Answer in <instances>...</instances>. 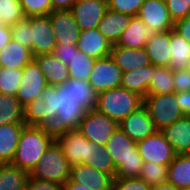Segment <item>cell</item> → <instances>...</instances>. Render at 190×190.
Segmentation results:
<instances>
[{
  "instance_id": "1",
  "label": "cell",
  "mask_w": 190,
  "mask_h": 190,
  "mask_svg": "<svg viewBox=\"0 0 190 190\" xmlns=\"http://www.w3.org/2000/svg\"><path fill=\"white\" fill-rule=\"evenodd\" d=\"M96 104L97 93L88 81L68 79L61 85H48L42 96L24 106L25 124L49 127L56 137L79 129L85 113Z\"/></svg>"
},
{
  "instance_id": "2",
  "label": "cell",
  "mask_w": 190,
  "mask_h": 190,
  "mask_svg": "<svg viewBox=\"0 0 190 190\" xmlns=\"http://www.w3.org/2000/svg\"><path fill=\"white\" fill-rule=\"evenodd\" d=\"M54 141L49 127L25 125L11 164L30 172Z\"/></svg>"
},
{
  "instance_id": "3",
  "label": "cell",
  "mask_w": 190,
  "mask_h": 190,
  "mask_svg": "<svg viewBox=\"0 0 190 190\" xmlns=\"http://www.w3.org/2000/svg\"><path fill=\"white\" fill-rule=\"evenodd\" d=\"M105 147L116 168L115 178L139 177L143 160L136 142L128 138L119 127L107 140Z\"/></svg>"
},
{
  "instance_id": "4",
  "label": "cell",
  "mask_w": 190,
  "mask_h": 190,
  "mask_svg": "<svg viewBox=\"0 0 190 190\" xmlns=\"http://www.w3.org/2000/svg\"><path fill=\"white\" fill-rule=\"evenodd\" d=\"M144 104V98L126 88L118 87L97 94L95 109L120 123Z\"/></svg>"
},
{
  "instance_id": "5",
  "label": "cell",
  "mask_w": 190,
  "mask_h": 190,
  "mask_svg": "<svg viewBox=\"0 0 190 190\" xmlns=\"http://www.w3.org/2000/svg\"><path fill=\"white\" fill-rule=\"evenodd\" d=\"M71 166L65 159L60 146L54 141L29 172V177L37 180L65 184L70 178Z\"/></svg>"
},
{
  "instance_id": "6",
  "label": "cell",
  "mask_w": 190,
  "mask_h": 190,
  "mask_svg": "<svg viewBox=\"0 0 190 190\" xmlns=\"http://www.w3.org/2000/svg\"><path fill=\"white\" fill-rule=\"evenodd\" d=\"M144 105L158 131L184 116L178 106L176 92L167 94H148L144 98Z\"/></svg>"
},
{
  "instance_id": "7",
  "label": "cell",
  "mask_w": 190,
  "mask_h": 190,
  "mask_svg": "<svg viewBox=\"0 0 190 190\" xmlns=\"http://www.w3.org/2000/svg\"><path fill=\"white\" fill-rule=\"evenodd\" d=\"M55 141L60 146L71 167L92 163V142L88 141L78 129L57 135Z\"/></svg>"
},
{
  "instance_id": "8",
  "label": "cell",
  "mask_w": 190,
  "mask_h": 190,
  "mask_svg": "<svg viewBox=\"0 0 190 190\" xmlns=\"http://www.w3.org/2000/svg\"><path fill=\"white\" fill-rule=\"evenodd\" d=\"M116 128V121L93 109L85 113L78 130L88 141L105 146Z\"/></svg>"
},
{
  "instance_id": "9",
  "label": "cell",
  "mask_w": 190,
  "mask_h": 190,
  "mask_svg": "<svg viewBox=\"0 0 190 190\" xmlns=\"http://www.w3.org/2000/svg\"><path fill=\"white\" fill-rule=\"evenodd\" d=\"M143 162L168 166L177 155L160 131L136 143Z\"/></svg>"
},
{
  "instance_id": "10",
  "label": "cell",
  "mask_w": 190,
  "mask_h": 190,
  "mask_svg": "<svg viewBox=\"0 0 190 190\" xmlns=\"http://www.w3.org/2000/svg\"><path fill=\"white\" fill-rule=\"evenodd\" d=\"M122 71L110 56L95 60L88 82L99 94L112 88L121 87Z\"/></svg>"
},
{
  "instance_id": "11",
  "label": "cell",
  "mask_w": 190,
  "mask_h": 190,
  "mask_svg": "<svg viewBox=\"0 0 190 190\" xmlns=\"http://www.w3.org/2000/svg\"><path fill=\"white\" fill-rule=\"evenodd\" d=\"M48 86L46 79L37 62L32 59L24 68L16 98L26 106L39 96Z\"/></svg>"
},
{
  "instance_id": "12",
  "label": "cell",
  "mask_w": 190,
  "mask_h": 190,
  "mask_svg": "<svg viewBox=\"0 0 190 190\" xmlns=\"http://www.w3.org/2000/svg\"><path fill=\"white\" fill-rule=\"evenodd\" d=\"M30 40L33 57L39 54H53L57 43L49 15L30 17Z\"/></svg>"
},
{
  "instance_id": "13",
  "label": "cell",
  "mask_w": 190,
  "mask_h": 190,
  "mask_svg": "<svg viewBox=\"0 0 190 190\" xmlns=\"http://www.w3.org/2000/svg\"><path fill=\"white\" fill-rule=\"evenodd\" d=\"M137 16L153 33L174 29V22L165 1L145 0Z\"/></svg>"
},
{
  "instance_id": "14",
  "label": "cell",
  "mask_w": 190,
  "mask_h": 190,
  "mask_svg": "<svg viewBox=\"0 0 190 190\" xmlns=\"http://www.w3.org/2000/svg\"><path fill=\"white\" fill-rule=\"evenodd\" d=\"M107 10V0H77L70 9L80 31L98 28Z\"/></svg>"
},
{
  "instance_id": "15",
  "label": "cell",
  "mask_w": 190,
  "mask_h": 190,
  "mask_svg": "<svg viewBox=\"0 0 190 190\" xmlns=\"http://www.w3.org/2000/svg\"><path fill=\"white\" fill-rule=\"evenodd\" d=\"M118 127L136 143L158 131L144 104L118 123Z\"/></svg>"
},
{
  "instance_id": "16",
  "label": "cell",
  "mask_w": 190,
  "mask_h": 190,
  "mask_svg": "<svg viewBox=\"0 0 190 190\" xmlns=\"http://www.w3.org/2000/svg\"><path fill=\"white\" fill-rule=\"evenodd\" d=\"M56 43L77 44L80 28L70 10H55L49 14Z\"/></svg>"
},
{
  "instance_id": "17",
  "label": "cell",
  "mask_w": 190,
  "mask_h": 190,
  "mask_svg": "<svg viewBox=\"0 0 190 190\" xmlns=\"http://www.w3.org/2000/svg\"><path fill=\"white\" fill-rule=\"evenodd\" d=\"M69 179L79 184L84 183L92 190H112L114 178L89 165L79 164L71 167Z\"/></svg>"
},
{
  "instance_id": "18",
  "label": "cell",
  "mask_w": 190,
  "mask_h": 190,
  "mask_svg": "<svg viewBox=\"0 0 190 190\" xmlns=\"http://www.w3.org/2000/svg\"><path fill=\"white\" fill-rule=\"evenodd\" d=\"M112 46L97 28L80 31L78 50L94 59L110 56Z\"/></svg>"
},
{
  "instance_id": "19",
  "label": "cell",
  "mask_w": 190,
  "mask_h": 190,
  "mask_svg": "<svg viewBox=\"0 0 190 190\" xmlns=\"http://www.w3.org/2000/svg\"><path fill=\"white\" fill-rule=\"evenodd\" d=\"M110 57L120 68L122 73L129 72L150 65L149 56L145 47L140 49L112 46Z\"/></svg>"
},
{
  "instance_id": "20",
  "label": "cell",
  "mask_w": 190,
  "mask_h": 190,
  "mask_svg": "<svg viewBox=\"0 0 190 190\" xmlns=\"http://www.w3.org/2000/svg\"><path fill=\"white\" fill-rule=\"evenodd\" d=\"M176 154H186L190 149V118L183 116L160 130Z\"/></svg>"
},
{
  "instance_id": "21",
  "label": "cell",
  "mask_w": 190,
  "mask_h": 190,
  "mask_svg": "<svg viewBox=\"0 0 190 190\" xmlns=\"http://www.w3.org/2000/svg\"><path fill=\"white\" fill-rule=\"evenodd\" d=\"M145 49L153 66L168 67L171 60L170 30L152 33Z\"/></svg>"
},
{
  "instance_id": "22",
  "label": "cell",
  "mask_w": 190,
  "mask_h": 190,
  "mask_svg": "<svg viewBox=\"0 0 190 190\" xmlns=\"http://www.w3.org/2000/svg\"><path fill=\"white\" fill-rule=\"evenodd\" d=\"M33 59L37 62L48 85H61L70 79L67 66L54 54H39Z\"/></svg>"
},
{
  "instance_id": "23",
  "label": "cell",
  "mask_w": 190,
  "mask_h": 190,
  "mask_svg": "<svg viewBox=\"0 0 190 190\" xmlns=\"http://www.w3.org/2000/svg\"><path fill=\"white\" fill-rule=\"evenodd\" d=\"M152 33L153 32L138 16H134L131 17L129 25L125 28L115 45L125 48L140 49L145 47Z\"/></svg>"
},
{
  "instance_id": "24",
  "label": "cell",
  "mask_w": 190,
  "mask_h": 190,
  "mask_svg": "<svg viewBox=\"0 0 190 190\" xmlns=\"http://www.w3.org/2000/svg\"><path fill=\"white\" fill-rule=\"evenodd\" d=\"M25 123L0 126V164L11 163Z\"/></svg>"
},
{
  "instance_id": "25",
  "label": "cell",
  "mask_w": 190,
  "mask_h": 190,
  "mask_svg": "<svg viewBox=\"0 0 190 190\" xmlns=\"http://www.w3.org/2000/svg\"><path fill=\"white\" fill-rule=\"evenodd\" d=\"M32 59L30 49L13 40L0 50V68L23 69Z\"/></svg>"
},
{
  "instance_id": "26",
  "label": "cell",
  "mask_w": 190,
  "mask_h": 190,
  "mask_svg": "<svg viewBox=\"0 0 190 190\" xmlns=\"http://www.w3.org/2000/svg\"><path fill=\"white\" fill-rule=\"evenodd\" d=\"M130 20L131 16L108 9L98 24L97 29L114 45L129 25Z\"/></svg>"
},
{
  "instance_id": "27",
  "label": "cell",
  "mask_w": 190,
  "mask_h": 190,
  "mask_svg": "<svg viewBox=\"0 0 190 190\" xmlns=\"http://www.w3.org/2000/svg\"><path fill=\"white\" fill-rule=\"evenodd\" d=\"M152 79V64L147 67L122 73L121 87L145 98Z\"/></svg>"
},
{
  "instance_id": "28",
  "label": "cell",
  "mask_w": 190,
  "mask_h": 190,
  "mask_svg": "<svg viewBox=\"0 0 190 190\" xmlns=\"http://www.w3.org/2000/svg\"><path fill=\"white\" fill-rule=\"evenodd\" d=\"M168 183L176 188L190 187V156L177 154L168 165Z\"/></svg>"
},
{
  "instance_id": "29",
  "label": "cell",
  "mask_w": 190,
  "mask_h": 190,
  "mask_svg": "<svg viewBox=\"0 0 190 190\" xmlns=\"http://www.w3.org/2000/svg\"><path fill=\"white\" fill-rule=\"evenodd\" d=\"M29 172L13 166L0 164V190H25Z\"/></svg>"
},
{
  "instance_id": "30",
  "label": "cell",
  "mask_w": 190,
  "mask_h": 190,
  "mask_svg": "<svg viewBox=\"0 0 190 190\" xmlns=\"http://www.w3.org/2000/svg\"><path fill=\"white\" fill-rule=\"evenodd\" d=\"M25 123L24 106L12 95L0 93V126Z\"/></svg>"
},
{
  "instance_id": "31",
  "label": "cell",
  "mask_w": 190,
  "mask_h": 190,
  "mask_svg": "<svg viewBox=\"0 0 190 190\" xmlns=\"http://www.w3.org/2000/svg\"><path fill=\"white\" fill-rule=\"evenodd\" d=\"M171 60L169 68L173 71L186 69L190 58V43L176 31L170 30Z\"/></svg>"
},
{
  "instance_id": "32",
  "label": "cell",
  "mask_w": 190,
  "mask_h": 190,
  "mask_svg": "<svg viewBox=\"0 0 190 190\" xmlns=\"http://www.w3.org/2000/svg\"><path fill=\"white\" fill-rule=\"evenodd\" d=\"M171 92H175L173 70L169 67L152 65V79L148 87V94H167Z\"/></svg>"
},
{
  "instance_id": "33",
  "label": "cell",
  "mask_w": 190,
  "mask_h": 190,
  "mask_svg": "<svg viewBox=\"0 0 190 190\" xmlns=\"http://www.w3.org/2000/svg\"><path fill=\"white\" fill-rule=\"evenodd\" d=\"M95 60L96 59L86 55L84 52L77 50L67 65L70 79L88 81Z\"/></svg>"
},
{
  "instance_id": "34",
  "label": "cell",
  "mask_w": 190,
  "mask_h": 190,
  "mask_svg": "<svg viewBox=\"0 0 190 190\" xmlns=\"http://www.w3.org/2000/svg\"><path fill=\"white\" fill-rule=\"evenodd\" d=\"M139 177L150 186L165 183L168 180V166L143 162Z\"/></svg>"
},
{
  "instance_id": "35",
  "label": "cell",
  "mask_w": 190,
  "mask_h": 190,
  "mask_svg": "<svg viewBox=\"0 0 190 190\" xmlns=\"http://www.w3.org/2000/svg\"><path fill=\"white\" fill-rule=\"evenodd\" d=\"M23 69L0 68V93L16 96Z\"/></svg>"
},
{
  "instance_id": "36",
  "label": "cell",
  "mask_w": 190,
  "mask_h": 190,
  "mask_svg": "<svg viewBox=\"0 0 190 190\" xmlns=\"http://www.w3.org/2000/svg\"><path fill=\"white\" fill-rule=\"evenodd\" d=\"M92 146V163L89 166L103 173L110 174L113 178H115L116 168L112 158L109 156L108 151L106 150V147L97 145L95 143H92Z\"/></svg>"
},
{
  "instance_id": "37",
  "label": "cell",
  "mask_w": 190,
  "mask_h": 190,
  "mask_svg": "<svg viewBox=\"0 0 190 190\" xmlns=\"http://www.w3.org/2000/svg\"><path fill=\"white\" fill-rule=\"evenodd\" d=\"M20 0H0V19L7 25L25 19Z\"/></svg>"
},
{
  "instance_id": "38",
  "label": "cell",
  "mask_w": 190,
  "mask_h": 190,
  "mask_svg": "<svg viewBox=\"0 0 190 190\" xmlns=\"http://www.w3.org/2000/svg\"><path fill=\"white\" fill-rule=\"evenodd\" d=\"M10 28L12 40L29 48L32 54V41L30 40V17H26L25 19L10 25Z\"/></svg>"
},
{
  "instance_id": "39",
  "label": "cell",
  "mask_w": 190,
  "mask_h": 190,
  "mask_svg": "<svg viewBox=\"0 0 190 190\" xmlns=\"http://www.w3.org/2000/svg\"><path fill=\"white\" fill-rule=\"evenodd\" d=\"M26 17L46 16L53 11L51 0H20Z\"/></svg>"
},
{
  "instance_id": "40",
  "label": "cell",
  "mask_w": 190,
  "mask_h": 190,
  "mask_svg": "<svg viewBox=\"0 0 190 190\" xmlns=\"http://www.w3.org/2000/svg\"><path fill=\"white\" fill-rule=\"evenodd\" d=\"M144 1L145 0H107L108 9L131 17L138 15Z\"/></svg>"
},
{
  "instance_id": "41",
  "label": "cell",
  "mask_w": 190,
  "mask_h": 190,
  "mask_svg": "<svg viewBox=\"0 0 190 190\" xmlns=\"http://www.w3.org/2000/svg\"><path fill=\"white\" fill-rule=\"evenodd\" d=\"M112 190H151V186L140 177L114 178Z\"/></svg>"
},
{
  "instance_id": "42",
  "label": "cell",
  "mask_w": 190,
  "mask_h": 190,
  "mask_svg": "<svg viewBox=\"0 0 190 190\" xmlns=\"http://www.w3.org/2000/svg\"><path fill=\"white\" fill-rule=\"evenodd\" d=\"M165 2L174 23L190 15V0H166Z\"/></svg>"
},
{
  "instance_id": "43",
  "label": "cell",
  "mask_w": 190,
  "mask_h": 190,
  "mask_svg": "<svg viewBox=\"0 0 190 190\" xmlns=\"http://www.w3.org/2000/svg\"><path fill=\"white\" fill-rule=\"evenodd\" d=\"M175 92L190 91V72L187 69L173 71Z\"/></svg>"
},
{
  "instance_id": "44",
  "label": "cell",
  "mask_w": 190,
  "mask_h": 190,
  "mask_svg": "<svg viewBox=\"0 0 190 190\" xmlns=\"http://www.w3.org/2000/svg\"><path fill=\"white\" fill-rule=\"evenodd\" d=\"M77 50V44H56L53 54L57 59L62 61L67 66L70 62L71 57L73 56V54H76Z\"/></svg>"
},
{
  "instance_id": "45",
  "label": "cell",
  "mask_w": 190,
  "mask_h": 190,
  "mask_svg": "<svg viewBox=\"0 0 190 190\" xmlns=\"http://www.w3.org/2000/svg\"><path fill=\"white\" fill-rule=\"evenodd\" d=\"M25 190H62L58 183L28 178Z\"/></svg>"
},
{
  "instance_id": "46",
  "label": "cell",
  "mask_w": 190,
  "mask_h": 190,
  "mask_svg": "<svg viewBox=\"0 0 190 190\" xmlns=\"http://www.w3.org/2000/svg\"><path fill=\"white\" fill-rule=\"evenodd\" d=\"M173 30L190 43V15L176 21Z\"/></svg>"
},
{
  "instance_id": "47",
  "label": "cell",
  "mask_w": 190,
  "mask_h": 190,
  "mask_svg": "<svg viewBox=\"0 0 190 190\" xmlns=\"http://www.w3.org/2000/svg\"><path fill=\"white\" fill-rule=\"evenodd\" d=\"M176 99L184 116H188L190 114V91L176 92Z\"/></svg>"
},
{
  "instance_id": "48",
  "label": "cell",
  "mask_w": 190,
  "mask_h": 190,
  "mask_svg": "<svg viewBox=\"0 0 190 190\" xmlns=\"http://www.w3.org/2000/svg\"><path fill=\"white\" fill-rule=\"evenodd\" d=\"M53 11L70 10L77 0H51Z\"/></svg>"
},
{
  "instance_id": "49",
  "label": "cell",
  "mask_w": 190,
  "mask_h": 190,
  "mask_svg": "<svg viewBox=\"0 0 190 190\" xmlns=\"http://www.w3.org/2000/svg\"><path fill=\"white\" fill-rule=\"evenodd\" d=\"M12 40L10 25H6L0 32V50Z\"/></svg>"
},
{
  "instance_id": "50",
  "label": "cell",
  "mask_w": 190,
  "mask_h": 190,
  "mask_svg": "<svg viewBox=\"0 0 190 190\" xmlns=\"http://www.w3.org/2000/svg\"><path fill=\"white\" fill-rule=\"evenodd\" d=\"M62 190H92L88 188L84 183L79 184L76 182L71 181L70 179L62 185Z\"/></svg>"
},
{
  "instance_id": "51",
  "label": "cell",
  "mask_w": 190,
  "mask_h": 190,
  "mask_svg": "<svg viewBox=\"0 0 190 190\" xmlns=\"http://www.w3.org/2000/svg\"><path fill=\"white\" fill-rule=\"evenodd\" d=\"M151 190H179V189L171 185L170 183L165 182L162 184L152 185Z\"/></svg>"
},
{
  "instance_id": "52",
  "label": "cell",
  "mask_w": 190,
  "mask_h": 190,
  "mask_svg": "<svg viewBox=\"0 0 190 190\" xmlns=\"http://www.w3.org/2000/svg\"><path fill=\"white\" fill-rule=\"evenodd\" d=\"M7 24H5V22H3L1 19H0V32H2V28H4Z\"/></svg>"
},
{
  "instance_id": "53",
  "label": "cell",
  "mask_w": 190,
  "mask_h": 190,
  "mask_svg": "<svg viewBox=\"0 0 190 190\" xmlns=\"http://www.w3.org/2000/svg\"><path fill=\"white\" fill-rule=\"evenodd\" d=\"M186 69L190 72V58H189V60L187 62V68Z\"/></svg>"
},
{
  "instance_id": "54",
  "label": "cell",
  "mask_w": 190,
  "mask_h": 190,
  "mask_svg": "<svg viewBox=\"0 0 190 190\" xmlns=\"http://www.w3.org/2000/svg\"><path fill=\"white\" fill-rule=\"evenodd\" d=\"M179 190H190V187L180 188Z\"/></svg>"
},
{
  "instance_id": "55",
  "label": "cell",
  "mask_w": 190,
  "mask_h": 190,
  "mask_svg": "<svg viewBox=\"0 0 190 190\" xmlns=\"http://www.w3.org/2000/svg\"><path fill=\"white\" fill-rule=\"evenodd\" d=\"M188 156H190V149H189V151L186 153Z\"/></svg>"
}]
</instances>
